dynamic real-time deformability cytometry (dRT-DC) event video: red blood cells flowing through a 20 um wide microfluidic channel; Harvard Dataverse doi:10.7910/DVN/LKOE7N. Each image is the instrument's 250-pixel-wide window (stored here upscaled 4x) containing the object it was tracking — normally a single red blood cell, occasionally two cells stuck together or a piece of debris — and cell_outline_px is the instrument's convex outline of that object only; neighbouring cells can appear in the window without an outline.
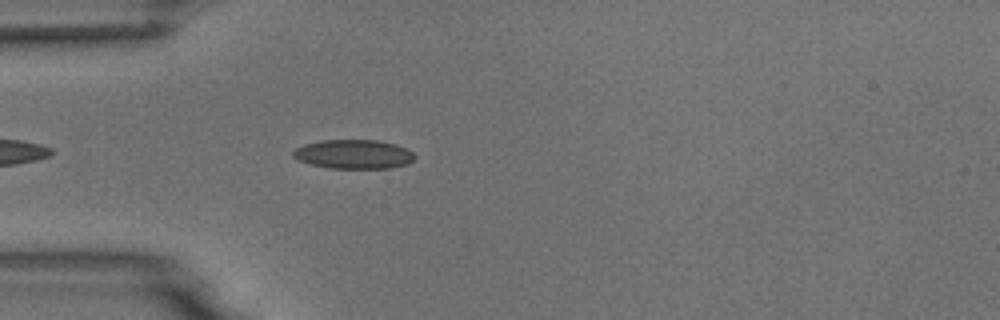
{"species": "common noctule bat (a hibernating species)", "species_latin": "Nyctalus noctula", "temperature_condition": "room temperature", "stored_images_in_passage": 4, "camera_frame_rate_fps": 3000, "um_per_image_px": 0.085, "animal": {"sex": "male", "body_mass_g": 18.8}, "frame": {"image": 1, "passage_image": 4, "time_ms": 4.0, "image_size_px": [1000, 320], "cell_outline_px": [[416, 156], [408, 164], [388, 168], [328, 168], [312, 164], [300, 160], [292, 156], [292, 152], [296, 148], [304, 144], [320, 140], [376, 140], [396, 144], [408, 148]], "centroid_in_image_um": [30.08, 13.1], "position_along_channel_um": 54.9, "area_um2": 20.63}}